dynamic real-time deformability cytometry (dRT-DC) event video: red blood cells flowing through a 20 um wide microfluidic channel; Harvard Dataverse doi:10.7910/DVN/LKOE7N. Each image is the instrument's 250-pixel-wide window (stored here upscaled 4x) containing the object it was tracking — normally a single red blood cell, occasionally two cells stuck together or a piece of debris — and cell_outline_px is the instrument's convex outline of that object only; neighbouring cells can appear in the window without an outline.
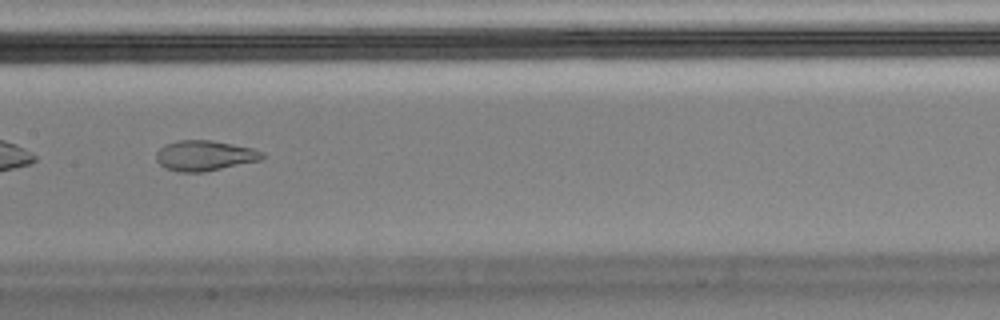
{"species": "Egyptian fruit bat (a non-hibernating species)", "species_latin": "Rousettus aegyptiacus", "temperature_condition": "cold", "stored_images_in_passage": 35, "camera_frame_rate_fps": 3000, "um_per_image_px": 0.085, "animal": {"sex": "male"}, "frame": {"image": 1, "passage_image": 11, "time_ms": 3.333, "image_size_px": [1000, 320], "cell_outline_px": [[264, 156], [260, 160], [204, 172], [176, 172], [164, 168], [156, 160], [156, 152], [164, 144], [180, 140], [212, 140], [252, 148], [264, 152]], "centroid_in_image_um": [17.36, 13.23], "position_along_channel_um": 190.0, "area_um2": 18.79}}